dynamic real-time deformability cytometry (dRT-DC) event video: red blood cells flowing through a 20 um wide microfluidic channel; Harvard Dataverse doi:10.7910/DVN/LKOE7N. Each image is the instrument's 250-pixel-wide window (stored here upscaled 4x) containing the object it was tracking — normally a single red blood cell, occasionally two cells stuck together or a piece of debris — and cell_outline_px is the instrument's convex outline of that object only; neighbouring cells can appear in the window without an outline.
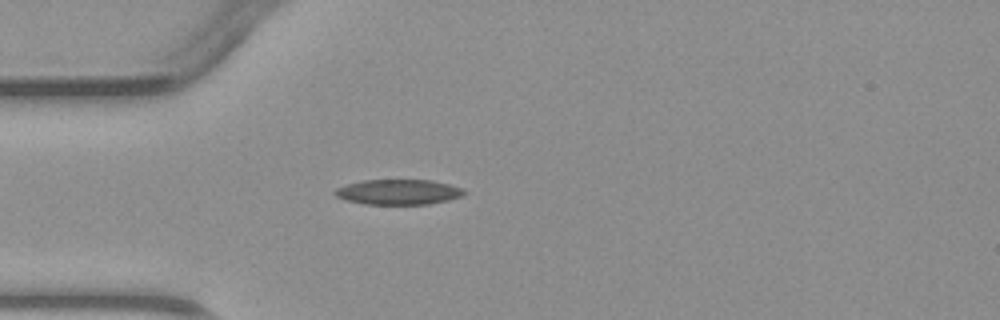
{"species": "common noctule bat (a hibernating species)", "species_latin": "Nyctalus noctula", "temperature_condition": "warm", "stored_images_in_passage": 1, "camera_frame_rate_fps": 3000, "um_per_image_px": 0.085, "animal": {"sex": "male", "body_mass_g": 23.1, "forearm_length_mm": 52.7}, "frame": {"image": 1, "passage_image": 1, "time_ms": 0.0, "image_size_px": [1000, 320], "cell_outline_px": [[468, 192], [464, 196], [448, 200], [428, 204], [364, 204], [348, 200], [336, 196], [332, 192], [336, 188], [348, 184], [364, 180], [432, 180], [464, 188]], "centroid_in_image_um": [33.92, 16.32], "position_along_channel_um": 51.1, "area_um2": 19.02}}